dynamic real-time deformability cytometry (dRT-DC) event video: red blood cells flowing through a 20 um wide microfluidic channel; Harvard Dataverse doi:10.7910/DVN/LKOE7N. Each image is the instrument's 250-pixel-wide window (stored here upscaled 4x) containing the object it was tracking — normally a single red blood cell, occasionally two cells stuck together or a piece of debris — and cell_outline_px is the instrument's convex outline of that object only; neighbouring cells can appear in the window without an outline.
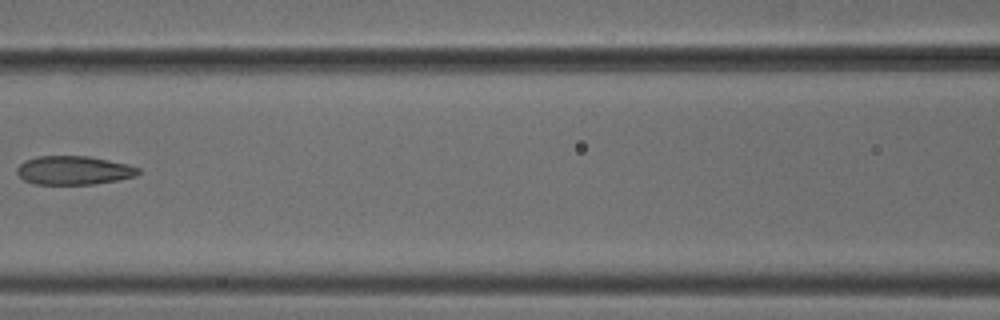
{"species": "common noctule bat (a hibernating species)", "species_latin": "Nyctalus noctula", "temperature_condition": "cold", "stored_images_in_passage": 4, "camera_frame_rate_fps": 3000, "um_per_image_px": 0.085, "animal": {"sex": "male", "body_mass_g": 18.8}, "frame": {"image": 1, "passage_image": 3, "time_ms": 0.667, "image_size_px": [1000, 320], "cell_outline_px": [[140, 172], [136, 176], [96, 184], [36, 184], [24, 180], [16, 172], [16, 168], [24, 160], [36, 156], [88, 156], [128, 164], [140, 168]], "centroid_in_image_um": [6.26, 14.47], "position_along_channel_um": 160.3, "area_um2": 20.35}}
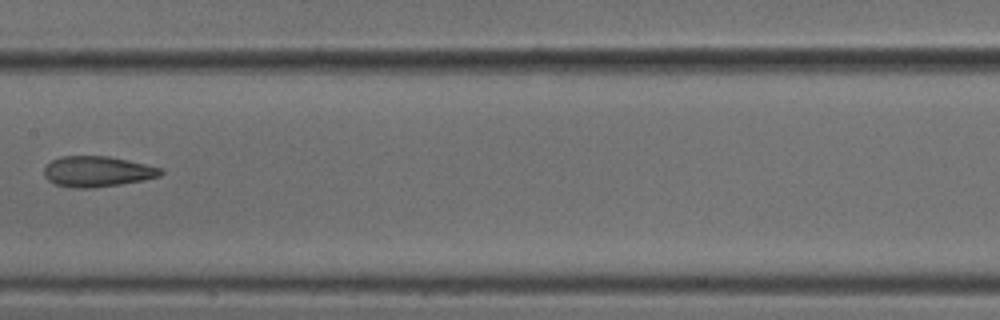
{"frame": {"image": 2, "passage_image": 4, "time_ms": 1.0, "image_size_px": [1000, 320], "cell_outline_px": [[164, 172], [160, 176], [144, 180], [120, 184], [88, 188], [72, 188], [56, 184], [48, 180], [44, 176], [44, 168], [52, 160], [60, 156], [108, 156], [128, 160], [164, 168]], "centroid_in_image_um": [8.29, 14.57], "position_along_channel_um": 199.1, "area_um2": 20.87}}